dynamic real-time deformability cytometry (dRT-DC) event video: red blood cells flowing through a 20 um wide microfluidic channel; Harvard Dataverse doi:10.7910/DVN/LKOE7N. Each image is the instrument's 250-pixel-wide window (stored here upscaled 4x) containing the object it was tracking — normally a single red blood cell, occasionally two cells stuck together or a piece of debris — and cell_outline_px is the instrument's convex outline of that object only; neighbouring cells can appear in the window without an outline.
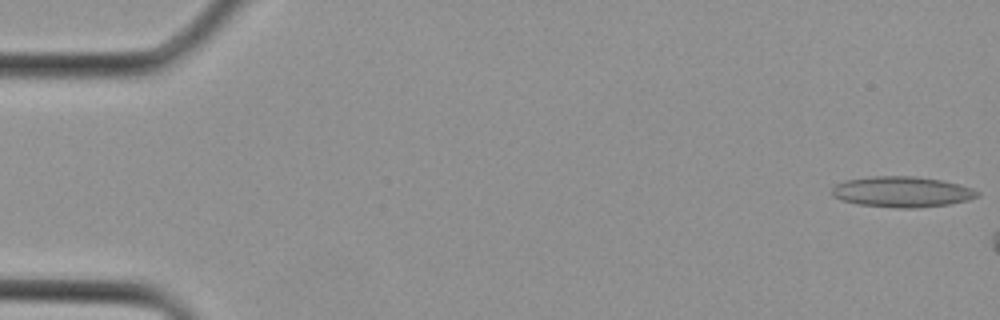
{"species": "Egyptian fruit bat (a non-hibernating species)", "species_latin": "Rousettus aegyptiacus", "temperature_condition": "cold", "stored_images_in_passage": 3, "camera_frame_rate_fps": 3000, "um_per_image_px": 0.085, "animal": {"sex": "female"}, "frame": {"image": 1, "passage_image": 3, "time_ms": 0.667, "image_size_px": [1000, 320], "cell_outline_px": [[980, 196], [968, 200], [948, 204], [912, 208], [896, 208], [856, 204], [840, 200], [832, 196], [832, 188], [836, 184], [844, 180], [872, 176], [916, 176], [944, 180], [960, 184], [972, 188], [980, 192]], "centroid_in_image_um": [76.67, 16.3], "position_along_channel_um": 8.3, "area_um2": 26.3}}